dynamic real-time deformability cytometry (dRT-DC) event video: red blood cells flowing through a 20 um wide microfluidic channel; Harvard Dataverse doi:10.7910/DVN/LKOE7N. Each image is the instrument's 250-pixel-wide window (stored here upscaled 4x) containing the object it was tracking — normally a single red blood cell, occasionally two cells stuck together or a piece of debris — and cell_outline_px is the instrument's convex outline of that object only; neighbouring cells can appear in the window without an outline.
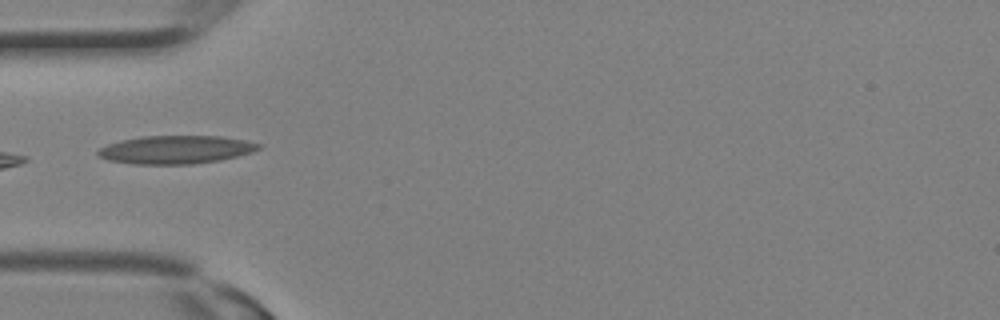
{"species": "Egyptian fruit bat (a non-hibernating species)", "species_latin": "Rousettus aegyptiacus", "temperature_condition": "room temperature", "stored_images_in_passage": 21, "camera_frame_rate_fps": 3000, "um_per_image_px": 0.085, "animal": {"sex": "female"}, "frame": {"image": 1, "passage_image": 1, "time_ms": 0.0, "image_size_px": [1000, 320], "cell_outline_px": [[260, 148], [252, 152], [220, 160], [192, 164], [132, 164], [108, 160], [96, 156], [96, 152], [100, 148], [108, 144], [120, 140], [140, 136], [220, 136], [244, 140], [260, 144]], "centroid_in_image_um": [14.89, 12.72], "position_along_channel_um": 70.1, "area_um2": 26.41}}